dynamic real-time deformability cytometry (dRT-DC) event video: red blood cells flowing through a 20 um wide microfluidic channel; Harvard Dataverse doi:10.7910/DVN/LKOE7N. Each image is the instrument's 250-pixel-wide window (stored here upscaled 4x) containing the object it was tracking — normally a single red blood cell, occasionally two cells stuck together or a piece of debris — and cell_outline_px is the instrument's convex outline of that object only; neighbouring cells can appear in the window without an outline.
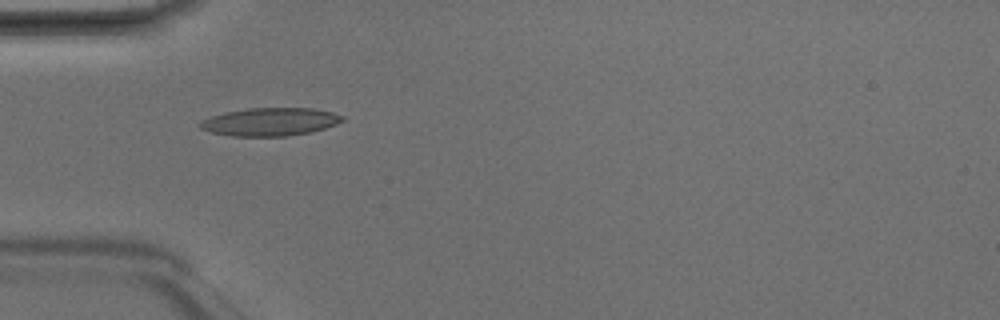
{"species": "Egyptian fruit bat (a non-hibernating species)", "species_latin": "Rousettus aegyptiacus", "temperature_condition": "room temperature", "stored_images_in_passage": 4, "camera_frame_rate_fps": 3000, "um_per_image_px": 0.085, "animal": {"sex": "male"}, "frame": {"image": 1, "passage_image": 1, "time_ms": 0.0, "image_size_px": [1000, 320], "cell_outline_px": [[344, 120], [336, 124], [312, 132], [284, 136], [232, 136], [212, 132], [200, 128], [196, 124], [200, 120], [224, 112], [248, 108], [312, 108], [332, 112], [344, 116]], "centroid_in_image_um": [22.93, 10.35], "position_along_channel_um": 62.1, "area_um2": 23.29}}
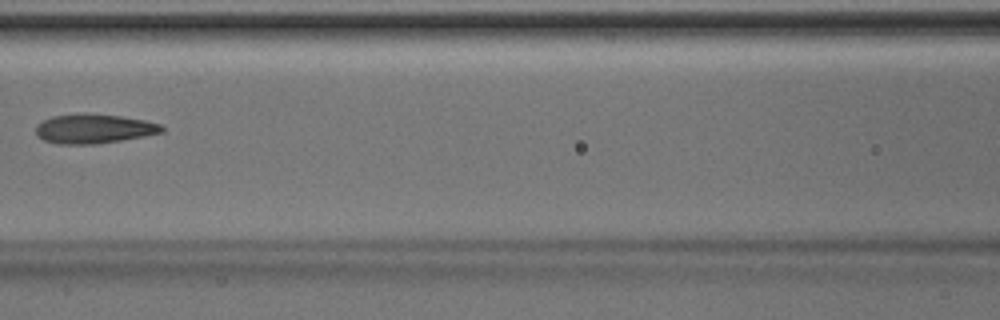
{"frame": {"image": 2, "passage_image": 3, "time_ms": 0.667, "image_size_px": [1000, 320], "cell_outline_px": [[164, 132], [144, 136], [96, 144], [56, 144], [44, 140], [36, 136], [36, 124], [40, 120], [52, 116], [80, 112], [88, 112], [120, 116], [144, 120], [160, 124], [164, 128]], "centroid_in_image_um": [7.92, 10.92], "position_along_channel_um": 158.7, "area_um2": 21.96}}